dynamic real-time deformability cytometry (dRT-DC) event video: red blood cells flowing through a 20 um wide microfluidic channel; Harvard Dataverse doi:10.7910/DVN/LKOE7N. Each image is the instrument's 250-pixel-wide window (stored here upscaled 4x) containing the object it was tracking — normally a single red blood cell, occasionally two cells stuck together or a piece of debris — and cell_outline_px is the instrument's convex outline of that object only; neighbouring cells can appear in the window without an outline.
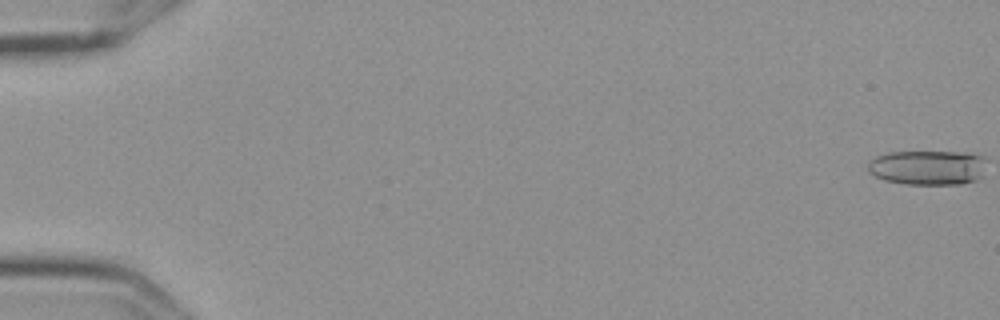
{"species": "Egyptian fruit bat (a non-hibernating species)", "species_latin": "Rousettus aegyptiacus", "temperature_condition": "cold", "stored_images_in_passage": 11, "camera_frame_rate_fps": 3000, "um_per_image_px": 0.085, "frame": {"image": 1, "passage_image": 1, "time_ms": 0.0, "image_size_px": [1000, 320], "cell_outline_px": [[984, 156], [980, 176], [976, 180], [960, 184], [908, 184], [884, 180], [868, 172], [868, 160], [876, 156], [888, 152], [968, 152]], "centroid_in_image_um": [78.8, 14.23], "position_along_channel_um": 6.2, "area_um2": 23.87}}